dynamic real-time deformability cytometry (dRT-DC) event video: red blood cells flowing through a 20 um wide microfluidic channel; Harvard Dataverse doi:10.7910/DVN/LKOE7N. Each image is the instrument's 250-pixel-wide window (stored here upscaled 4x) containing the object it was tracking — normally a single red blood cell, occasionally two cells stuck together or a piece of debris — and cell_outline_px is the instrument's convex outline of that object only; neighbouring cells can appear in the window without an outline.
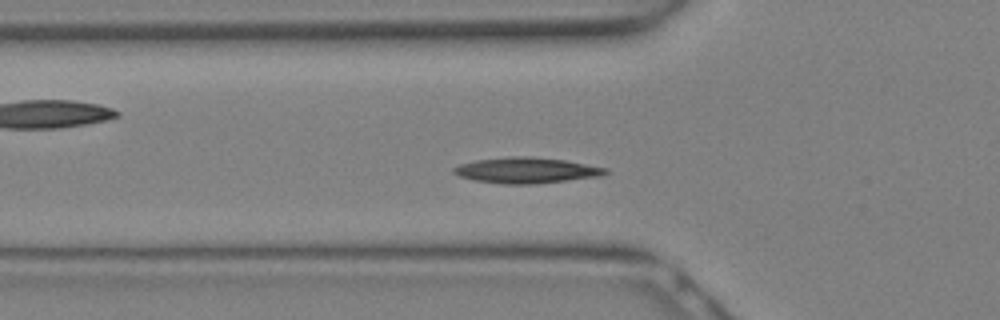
{"species": "Egyptian fruit bat (a non-hibernating species)", "species_latin": "Rousettus aegyptiacus", "temperature_condition": "warm", "stored_images_in_passage": 18, "camera_frame_rate_fps": 3000, "um_per_image_px": 0.085, "animal": {"sex": "female"}, "frame": {"image": 1, "passage_image": 7, "time_ms": 2.0, "image_size_px": [1000, 320], "cell_outline_px": [[608, 172], [604, 176], [536, 184], [504, 184], [476, 180], [460, 176], [452, 172], [452, 168], [460, 164], [476, 160], [512, 156], [528, 156], [564, 160], [608, 168]], "centroid_in_image_um": [44.78, 14.48], "position_along_channel_um": 81.0, "area_um2": 22.77}}
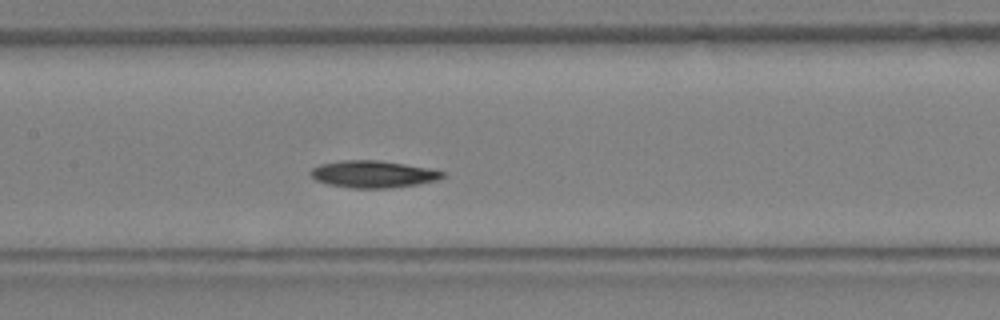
{"frame": {"image": 2, "passage_image": 11, "time_ms": 3.333, "image_size_px": [1000, 320], "cell_outline_px": [[444, 176], [436, 180], [416, 184], [388, 188], [352, 188], [328, 184], [316, 180], [308, 172], [312, 168], [320, 164], [340, 160], [376, 160], [404, 164], [428, 168], [444, 172]], "centroid_in_image_um": [31.66, 14.8], "position_along_channel_um": 175.7, "area_um2": 20.58}}
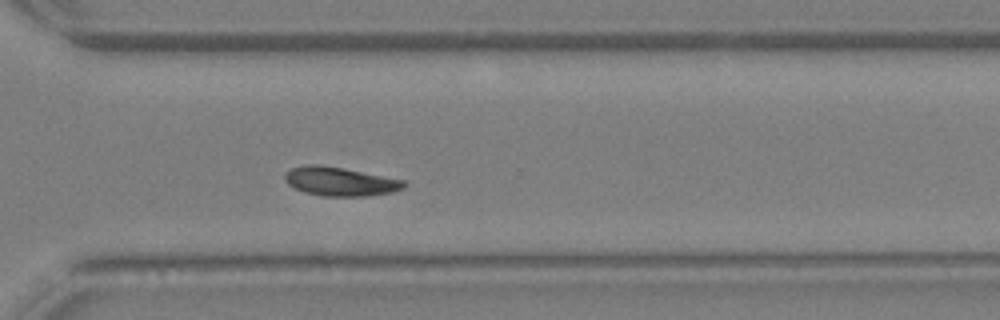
{"frame": {"image": 3, "passage_image": 18, "time_ms": 5.667, "image_size_px": [1000, 320], "cell_outline_px": [[408, 184], [404, 188], [392, 192], [372, 196], [324, 196], [304, 192], [288, 184], [284, 180], [284, 172], [292, 168], [304, 164], [316, 164], [344, 168], [404, 180]], "centroid_in_image_um": [28.91, 15.42], "position_along_channel_um": 341.7, "area_um2": 20.17}}